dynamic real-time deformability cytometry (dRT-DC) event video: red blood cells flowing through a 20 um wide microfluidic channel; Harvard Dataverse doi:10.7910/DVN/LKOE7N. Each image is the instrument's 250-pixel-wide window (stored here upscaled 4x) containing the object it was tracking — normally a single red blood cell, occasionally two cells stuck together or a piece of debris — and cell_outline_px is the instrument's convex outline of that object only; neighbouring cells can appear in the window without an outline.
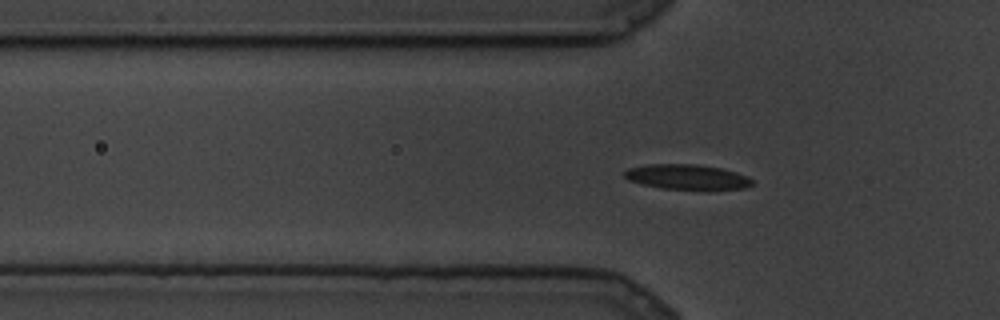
{"species": "common noctule bat (a hibernating species)", "species_latin": "Nyctalus noctula", "temperature_condition": "cold", "stored_images_in_passage": 65, "camera_frame_rate_fps": 3000, "um_per_image_px": 0.085, "animal": {"sex": "male", "body_mass_g": 19.5, "forearm_length_mm": 54.6}, "frame": {"image": 1, "passage_image": 2, "time_ms": 0.333, "image_size_px": [1000, 320], "cell_outline_px": [[752, 184], [744, 188], [712, 192], [704, 192], [664, 188], [644, 184], [628, 180], [624, 176], [624, 172], [628, 168], [644, 164], [696, 164], [720, 168], [736, 172], [748, 176], [752, 180]], "centroid_in_image_um": [58.46, 15.08], "position_along_channel_um": 67.3, "area_um2": 19.36}}
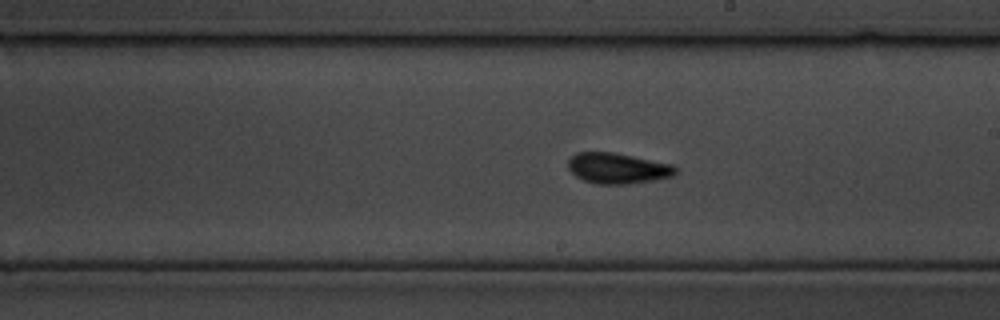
{"frame": {"image": 2, "passage_image": 25, "time_ms": 8.0, "image_size_px": [1000, 320], "cell_outline_px": [[680, 168], [672, 176], [652, 180], [628, 184], [596, 184], [584, 180], [576, 176], [568, 168], [568, 160], [576, 152], [612, 152], [672, 164]], "centroid_in_image_um": [52.5, 14.3], "position_along_channel_um": 236.5, "area_um2": 19.13}}
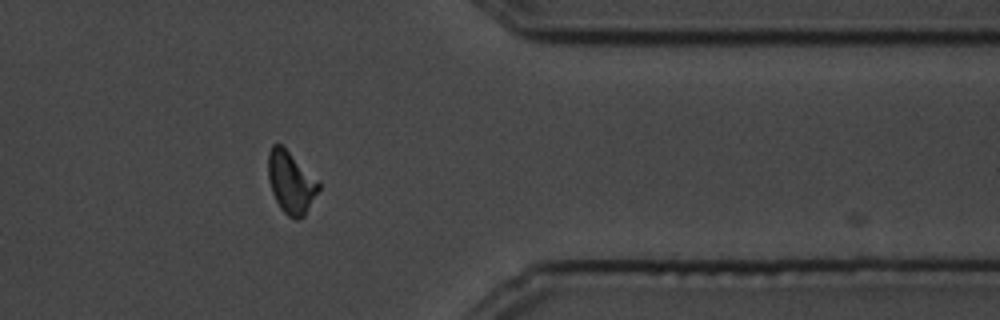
{"frame": {"image": 3, "passage_image": 47, "time_ms": 15.333, "image_size_px": [1000, 320], "cell_outline_px": [[320, 188], [304, 216], [296, 220], [288, 216], [280, 208], [272, 192], [268, 180], [268, 152], [272, 144], [280, 144], [320, 180]], "centroid_in_image_um": [24.73, 15.5], "position_along_channel_um": 386.7, "area_um2": 18.32}}